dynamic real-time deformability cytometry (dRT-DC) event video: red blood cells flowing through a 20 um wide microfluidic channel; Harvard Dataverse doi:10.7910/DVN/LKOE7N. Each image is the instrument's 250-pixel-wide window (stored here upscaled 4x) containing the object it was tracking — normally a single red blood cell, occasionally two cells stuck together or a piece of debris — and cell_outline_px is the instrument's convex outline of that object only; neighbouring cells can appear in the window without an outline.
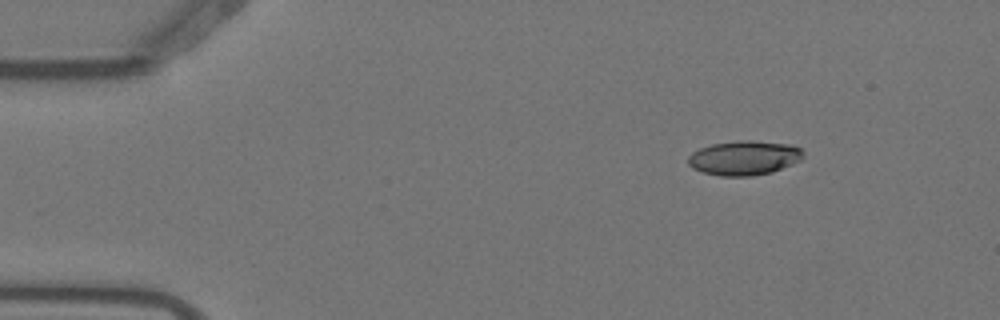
{"species": "Egyptian fruit bat (a non-hibernating species)", "species_latin": "Rousettus aegyptiacus", "temperature_condition": "warm", "stored_images_in_passage": 6, "camera_frame_rate_fps": 3000, "um_per_image_px": 0.085, "animal": {"sex": "female"}, "frame": {"image": 1, "passage_image": 2, "time_ms": 0.333, "image_size_px": [1000, 320], "cell_outline_px": [[804, 156], [800, 160], [792, 164], [772, 172], [752, 176], [720, 176], [704, 172], [692, 168], [688, 164], [688, 156], [692, 152], [700, 148], [712, 144], [744, 140], [748, 140], [792, 144], [800, 148], [804, 152]], "centroid_in_image_um": [63.27, 13.42], "position_along_channel_um": 21.7, "area_um2": 23.12}}
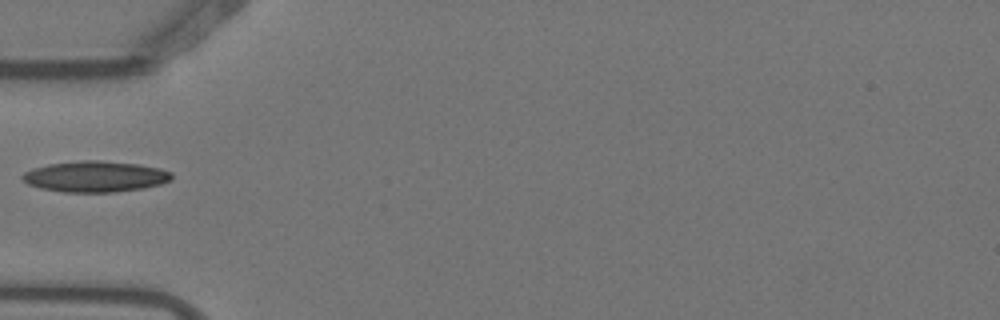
{"frame": {"image": 2, "passage_image": 5, "time_ms": 1.333, "image_size_px": [1000, 320], "cell_outline_px": [[172, 180], [160, 184], [144, 188], [116, 192], [64, 192], [40, 188], [28, 184], [20, 176], [24, 172], [32, 168], [48, 164], [84, 160], [100, 160], [140, 164], [160, 168], [172, 172]], "centroid_in_image_um": [8.11, 15.0], "position_along_channel_um": 76.9, "area_um2": 27.11}}
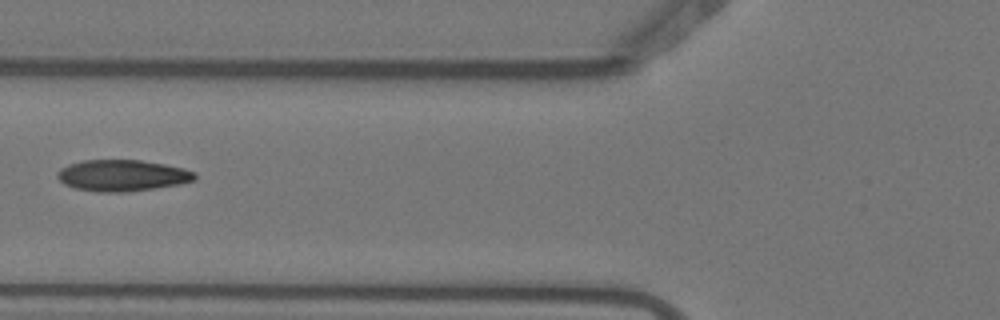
{"frame": {"image": 3, "passage_image": 6, "time_ms": 1.667, "image_size_px": [1000, 320], "cell_outline_px": [[196, 180], [180, 184], [156, 188], [128, 192], [96, 192], [76, 188], [64, 184], [56, 176], [56, 172], [60, 168], [68, 164], [84, 160], [140, 160], [164, 164], [184, 168], [196, 172]], "centroid_in_image_um": [10.4, 14.92], "position_along_channel_um": 115.4, "area_um2": 25.32}}